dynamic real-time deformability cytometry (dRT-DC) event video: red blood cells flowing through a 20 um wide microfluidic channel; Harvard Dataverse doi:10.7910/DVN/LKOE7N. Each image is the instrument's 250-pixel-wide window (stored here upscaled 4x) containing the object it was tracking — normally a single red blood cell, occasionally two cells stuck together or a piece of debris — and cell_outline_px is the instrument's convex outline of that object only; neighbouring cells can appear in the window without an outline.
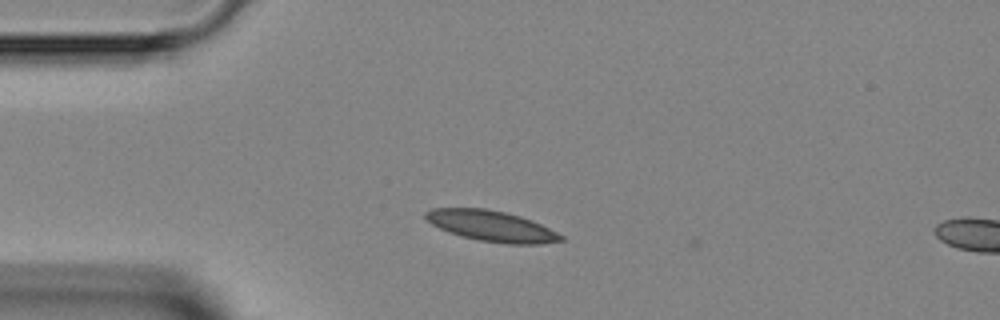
{"species": "Egyptian fruit bat (a non-hibernating species)", "species_latin": "Rousettus aegyptiacus", "temperature_condition": "room temperature", "stored_images_in_passage": 2, "camera_frame_rate_fps": 3000, "um_per_image_px": 0.085, "animal": {"sex": "female"}, "frame": {"image": 1, "passage_image": 1, "time_ms": 0.0, "image_size_px": [1000, 320], "cell_outline_px": [[564, 240], [540, 244], [508, 244], [480, 240], [460, 236], [448, 232], [432, 224], [424, 216], [424, 212], [432, 208], [484, 208], [504, 212], [520, 216], [540, 224], [564, 236]], "centroid_in_image_um": [41.76, 19.21], "position_along_channel_um": 43.2, "area_um2": 24.04}}